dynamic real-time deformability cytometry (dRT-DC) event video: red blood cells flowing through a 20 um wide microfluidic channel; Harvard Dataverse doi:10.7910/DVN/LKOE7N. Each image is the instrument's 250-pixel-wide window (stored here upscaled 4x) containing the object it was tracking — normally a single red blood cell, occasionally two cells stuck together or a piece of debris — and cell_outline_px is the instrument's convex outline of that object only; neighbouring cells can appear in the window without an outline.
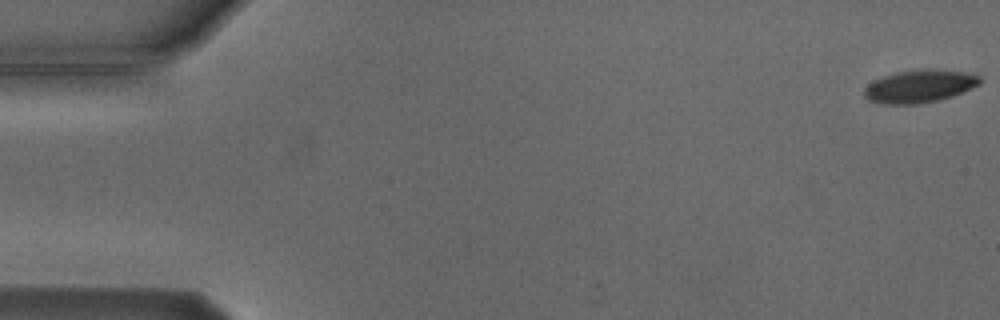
{"species": "Egyptian fruit bat (a non-hibernating species)", "species_latin": "Rousettus aegyptiacus", "temperature_condition": "cold", "stored_images_in_passage": 5, "camera_frame_rate_fps": 3000, "um_per_image_px": 0.085, "animal": {"sex": "male"}, "frame": {"image": 1, "passage_image": 1, "time_ms": 0.0, "image_size_px": [1000, 320], "cell_outline_px": [[980, 84], [952, 96], [940, 100], [916, 104], [884, 104], [868, 100], [864, 96], [864, 88], [868, 84], [884, 76], [896, 72], [916, 68], [932, 68], [964, 72], [980, 76]], "centroid_in_image_um": [78.15, 7.32], "position_along_channel_um": 6.9, "area_um2": 22.2}}
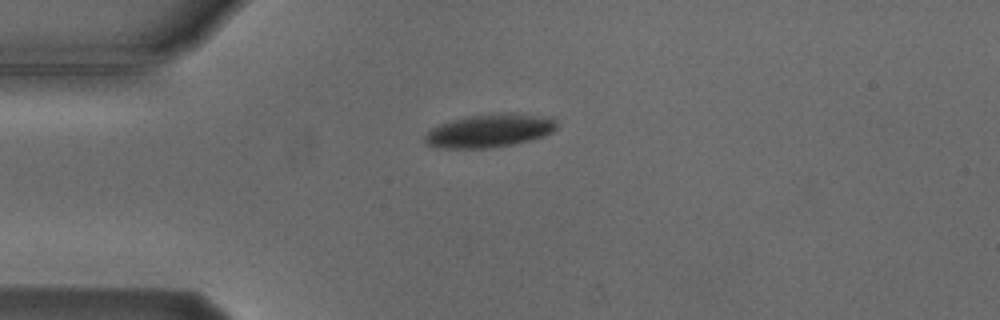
{"frame": {"image": 2, "passage_image": 4, "time_ms": 4.333, "image_size_px": [1000, 320], "cell_outline_px": [[556, 128], [552, 132], [544, 136], [512, 144], [488, 148], [444, 148], [428, 144], [424, 140], [424, 136], [432, 128], [440, 124], [452, 120], [468, 116], [500, 112], [508, 112], [552, 116], [556, 120]], "centroid_in_image_um": [41.66, 11.08], "position_along_channel_um": 43.3, "area_um2": 25.61}}